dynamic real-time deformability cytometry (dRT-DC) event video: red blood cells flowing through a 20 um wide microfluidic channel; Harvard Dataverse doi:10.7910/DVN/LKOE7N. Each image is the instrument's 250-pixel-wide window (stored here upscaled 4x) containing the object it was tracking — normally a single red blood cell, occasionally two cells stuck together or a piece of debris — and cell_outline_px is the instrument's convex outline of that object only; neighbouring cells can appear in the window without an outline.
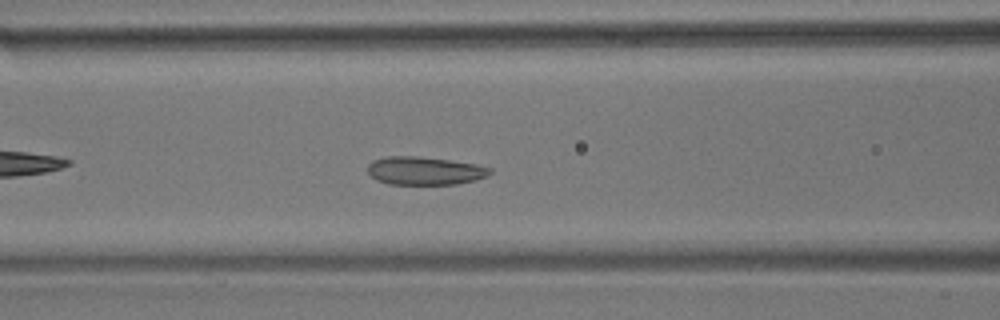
{"species": "common noctule bat (a hibernating species)", "species_latin": "Nyctalus noctula", "temperature_condition": "room temperature", "stored_images_in_passage": 43, "camera_frame_rate_fps": 3000, "um_per_image_px": 0.085, "animal": {"sex": "male", "body_mass_g": 17.9}, "frame": {"image": 1, "passage_image": 10, "time_ms": 3.0, "image_size_px": [1000, 320], "cell_outline_px": [[492, 172], [488, 176], [476, 180], [456, 184], [388, 184], [376, 180], [368, 172], [368, 164], [372, 160], [384, 156], [416, 156], [448, 160], [476, 164], [492, 168]], "centroid_in_image_um": [36.1, 14.51], "position_along_channel_um": 130.5, "area_um2": 20.17}}
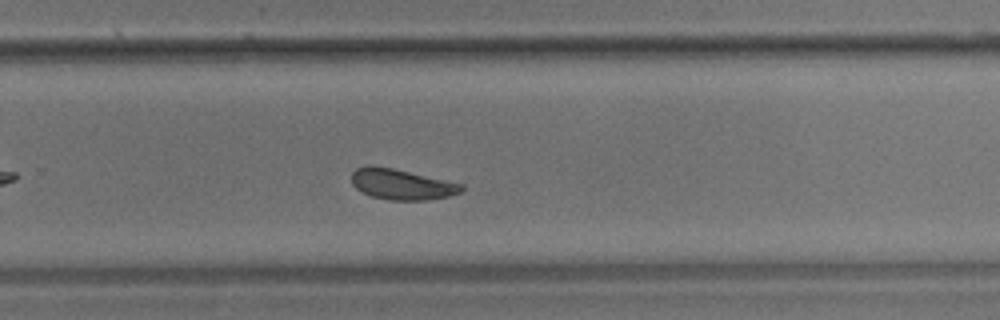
{"frame": {"image": 2, "passage_image": 24, "time_ms": 7.667, "image_size_px": [1000, 320], "cell_outline_px": [[464, 188], [460, 192], [448, 196], [428, 200], [388, 200], [372, 196], [360, 192], [352, 184], [352, 172], [356, 168], [392, 168], [464, 184]], "centroid_in_image_um": [34.17, 15.7], "position_along_channel_um": 295.6, "area_um2": 19.13}}
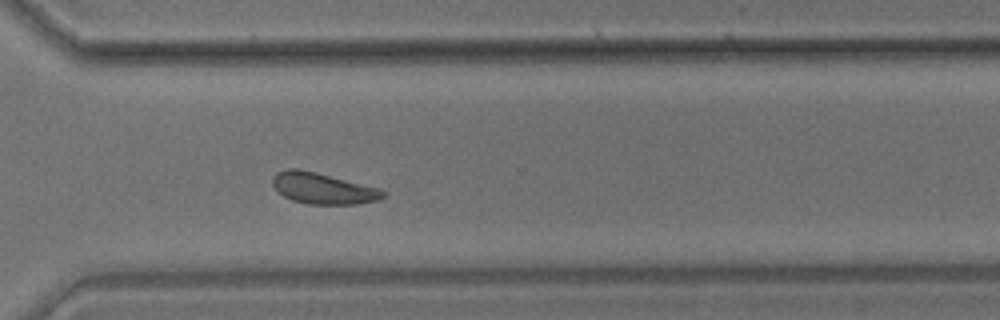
{"frame": {"image": 3, "passage_image": 28, "time_ms": 9.0, "image_size_px": [1000, 320], "cell_outline_px": [[388, 196], [376, 200], [360, 204], [308, 204], [292, 200], [284, 196], [272, 184], [272, 176], [276, 172], [288, 168], [296, 168], [316, 172], [380, 188], [388, 192]], "centroid_in_image_um": [27.48, 16.01], "position_along_channel_um": 343.1, "area_um2": 20.17}, "authors_computed_cell_mechanics": {"area_um2": 19.941, "velocity_mm_per_s": 3.5522, "shape_relaxation_time_tau1_ms": 3.0611, "shape_relaxation_time_tau2_ms": 1.7674, "deformation_change_tau1": 0.0926, "deformation_change_tau2": 0.0777}}